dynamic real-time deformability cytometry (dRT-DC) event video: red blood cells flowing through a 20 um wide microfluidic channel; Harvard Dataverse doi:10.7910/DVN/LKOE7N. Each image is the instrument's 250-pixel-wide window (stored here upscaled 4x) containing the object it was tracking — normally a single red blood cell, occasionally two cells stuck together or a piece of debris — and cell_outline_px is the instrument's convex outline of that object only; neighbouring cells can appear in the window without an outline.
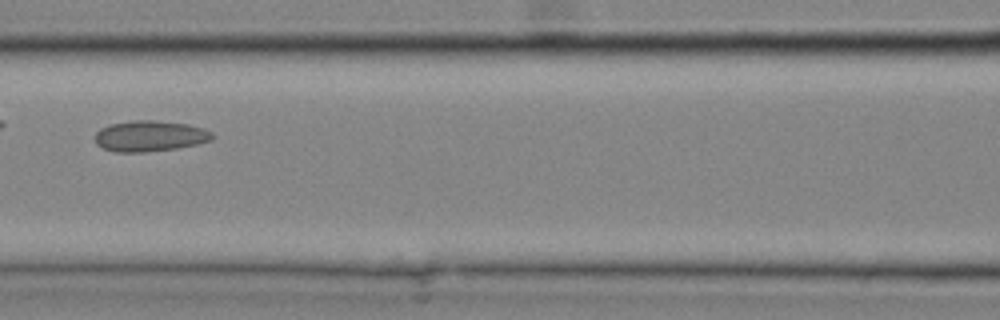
{"species": "common noctule bat (a hibernating species)", "species_latin": "Nyctalus noctula", "temperature_condition": "cold", "stored_images_in_passage": 18, "camera_frame_rate_fps": 3000, "um_per_image_px": 0.085, "animal": {"sex": "male", "body_mass_g": 20.4}, "frame": {"image": 1, "passage_image": 13, "time_ms": 4.0, "image_size_px": [1000, 320], "cell_outline_px": [[216, 136], [212, 140], [200, 144], [176, 148], [144, 152], [116, 152], [104, 148], [96, 144], [96, 132], [100, 128], [108, 124], [132, 120], [152, 120], [188, 124], [204, 128], [212, 132]], "centroid_in_image_um": [12.77, 11.56], "position_along_channel_um": 153.8, "area_um2": 21.27}}